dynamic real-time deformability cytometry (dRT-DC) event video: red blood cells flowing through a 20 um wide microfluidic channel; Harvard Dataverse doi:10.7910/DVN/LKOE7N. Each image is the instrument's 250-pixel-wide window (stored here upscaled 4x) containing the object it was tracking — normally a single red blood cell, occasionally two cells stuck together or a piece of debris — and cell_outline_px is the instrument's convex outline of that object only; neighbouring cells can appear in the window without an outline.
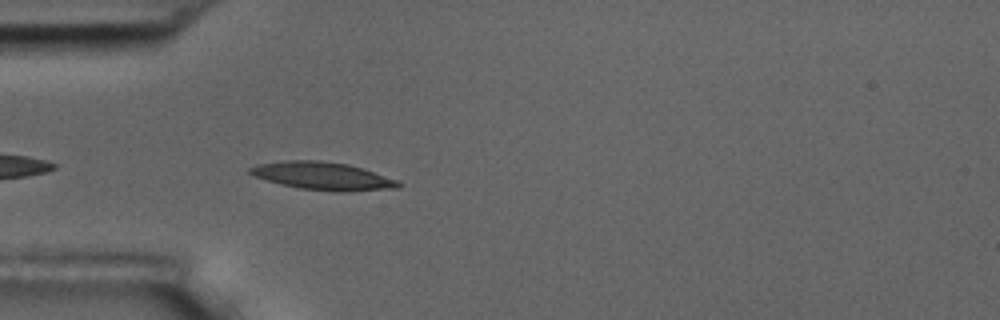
{"species": "common noctule bat (a hibernating species)", "species_latin": "Nyctalus noctula", "temperature_condition": "room temperature", "stored_images_in_passage": 3, "camera_frame_rate_fps": 3000, "um_per_image_px": 0.085, "animal": {"sex": "male", "body_mass_g": 17.5, "forearm_length_mm": 52.3}, "frame": {"image": 1, "passage_image": 3, "time_ms": 2.333, "image_size_px": [1000, 320], "cell_outline_px": [[404, 184], [400, 188], [340, 192], [300, 188], [280, 184], [252, 176], [248, 172], [248, 168], [256, 164], [284, 160], [320, 160], [348, 164], [396, 180]], "centroid_in_image_um": [27.38, 14.96], "position_along_channel_um": 57.6, "area_um2": 24.04}}